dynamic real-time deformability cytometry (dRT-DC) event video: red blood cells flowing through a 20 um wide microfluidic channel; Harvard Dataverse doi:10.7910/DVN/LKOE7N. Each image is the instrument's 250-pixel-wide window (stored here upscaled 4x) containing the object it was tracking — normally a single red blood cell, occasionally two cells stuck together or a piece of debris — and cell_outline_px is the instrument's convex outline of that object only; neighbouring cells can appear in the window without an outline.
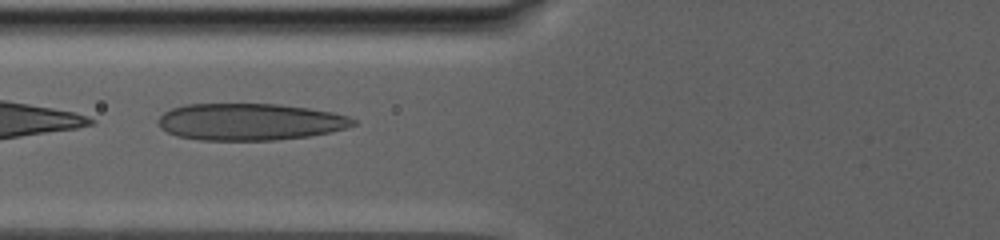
{"species": "human", "species_latin": "Homo sapiens", "temperature_condition": "warm", "stored_images_in_passage": 38, "camera_frame_rate_fps": 3000, "um_per_image_px": 0.085, "donor": {"sex": "male"}, "frame": {"image": 1, "passage_image": 4, "time_ms": 1.333, "image_size_px": [1000, 240], "cell_outline_px": [[356, 124], [348, 128], [332, 132], [308, 136], [276, 140], [200, 140], [176, 136], [160, 128], [156, 120], [164, 112], [172, 108], [188, 104], [280, 104], [308, 108], [332, 112], [348, 116], [356, 120]], "centroid_in_image_um": [21.25, 10.36], "position_along_channel_um": 104.6, "area_um2": 42.14}}
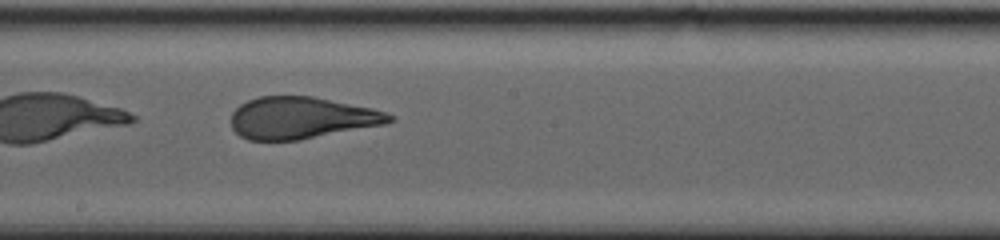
{"frame": {"image": 2, "passage_image": 14, "time_ms": 6.0, "image_size_px": [1000, 240], "cell_outline_px": [[396, 120], [384, 124], [300, 140], [248, 140], [240, 136], [232, 128], [232, 112], [240, 104], [248, 100], [260, 96], [312, 96], [372, 108], [396, 116]], "centroid_in_image_um": [25.62, 10.02], "position_along_channel_um": 222.6, "area_um2": 38.55}}
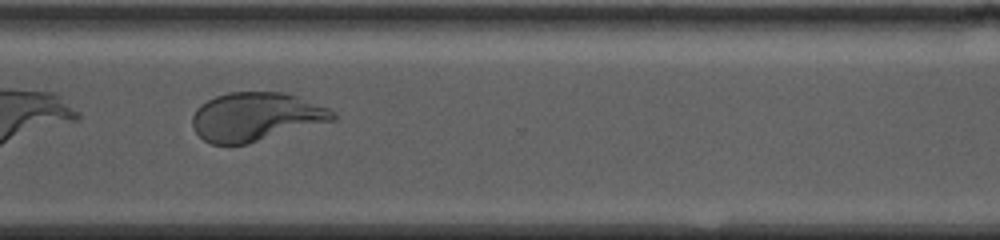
{"frame": {"image": 3, "passage_image": 25, "time_ms": 11.0, "image_size_px": [1000, 240], "cell_outline_px": [[336, 120], [248, 144], [212, 144], [204, 140], [192, 128], [192, 116], [196, 108], [200, 104], [216, 96], [228, 92], [284, 92], [296, 96], [328, 108], [336, 112]], "centroid_in_image_um": [21.74, 9.93], "position_along_channel_um": 348.9, "area_um2": 39.88}}